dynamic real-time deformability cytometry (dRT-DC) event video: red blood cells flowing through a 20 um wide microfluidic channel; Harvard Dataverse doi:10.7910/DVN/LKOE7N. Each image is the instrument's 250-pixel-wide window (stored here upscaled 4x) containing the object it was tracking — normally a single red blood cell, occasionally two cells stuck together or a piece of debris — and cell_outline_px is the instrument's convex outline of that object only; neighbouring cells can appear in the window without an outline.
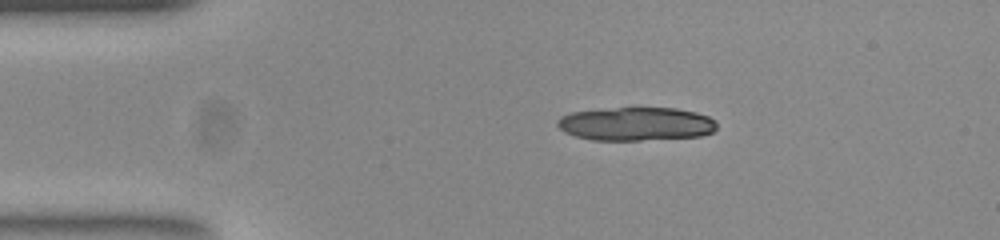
{"species": "common noctule bat (a hibernating species)", "species_latin": "Nyctalus noctula", "temperature_condition": "room temperature", "stored_images_in_passage": 43, "camera_frame_rate_fps": 3000, "um_per_image_px": 0.085, "animal": {"sex": "female", "body_mass_g": 23.0, "forearm_length_mm": 53.4}, "frame": {"image": 1, "passage_image": 1, "time_ms": 0.0, "image_size_px": [1000, 240], "cell_outline_px": [[716, 128], [712, 132], [700, 136], [640, 140], [592, 140], [576, 136], [564, 132], [556, 124], [556, 120], [560, 116], [572, 112], [636, 104], [676, 108], [696, 112], [708, 116], [716, 120]], "centroid_in_image_um": [54.05, 10.48], "position_along_channel_um": 31.0, "area_um2": 32.25}, "authors_computed_cell_mechanics": {"area_um2": 19.4786, "velocity_mm_per_s": 3.882, "shape_relaxation_time_tau1_ms": null, "shape_relaxation_time_tau2_ms": 9.7461, "deformation_change_tau1": null, "deformation_change_tau2": 0.1733}}